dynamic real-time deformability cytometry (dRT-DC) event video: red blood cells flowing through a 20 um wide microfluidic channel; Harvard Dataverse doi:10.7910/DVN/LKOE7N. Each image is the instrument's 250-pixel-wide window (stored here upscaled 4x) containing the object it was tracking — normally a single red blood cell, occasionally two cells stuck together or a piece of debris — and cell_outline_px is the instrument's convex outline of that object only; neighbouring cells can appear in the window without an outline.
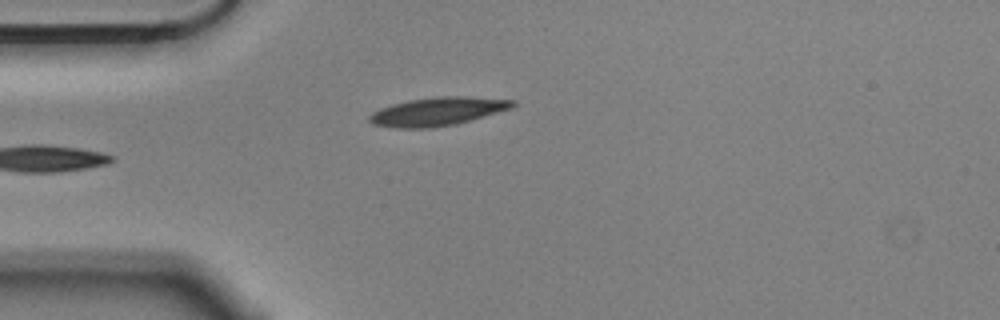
{"species": "Egyptian fruit bat (a non-hibernating species)", "species_latin": "Rousettus aegyptiacus", "temperature_condition": "cold", "stored_images_in_passage": 4, "camera_frame_rate_fps": 3000, "um_per_image_px": 0.085, "animal": {"sex": "male"}, "frame": {"image": 1, "passage_image": 4, "time_ms": 1.0, "image_size_px": [1000, 320], "cell_outline_px": [[516, 104], [512, 108], [456, 124], [428, 128], [396, 128], [372, 124], [368, 120], [368, 116], [372, 112], [380, 108], [392, 104], [408, 100], [436, 96], [464, 96], [516, 100]], "centroid_in_image_um": [37.17, 9.47], "position_along_channel_um": 47.8, "area_um2": 23.76}}